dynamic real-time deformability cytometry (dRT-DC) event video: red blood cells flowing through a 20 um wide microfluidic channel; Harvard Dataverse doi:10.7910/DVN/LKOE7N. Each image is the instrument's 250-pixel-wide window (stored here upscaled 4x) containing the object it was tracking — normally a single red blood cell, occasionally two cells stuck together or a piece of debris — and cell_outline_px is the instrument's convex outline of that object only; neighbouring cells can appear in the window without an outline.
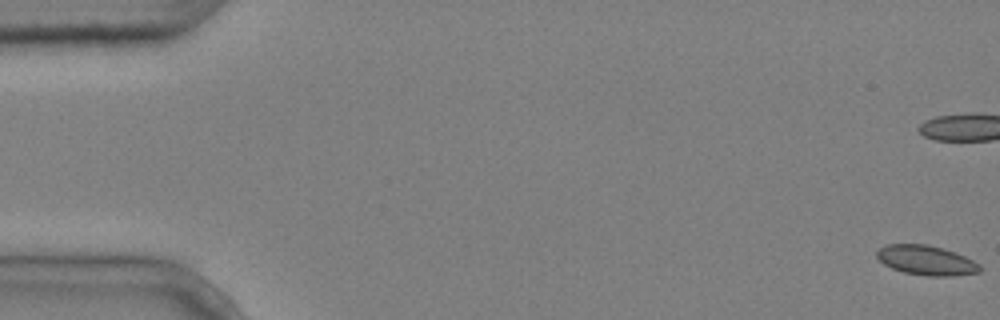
{"species": "common noctule bat (a hibernating species)", "species_latin": "Nyctalus noctula", "temperature_condition": "cold", "stored_images_in_passage": 9, "camera_frame_rate_fps": 3000, "um_per_image_px": 0.085, "animal": {"sex": "male", "body_mass_g": 20.4}, "frame": {"image": 1, "passage_image": 1, "time_ms": 0.0, "image_size_px": [1000, 320], "cell_outline_px": [[984, 268], [980, 272], [952, 276], [928, 276], [904, 272], [892, 268], [884, 264], [876, 256], [876, 252], [884, 244], [928, 244], [964, 256], [980, 264]], "centroid_in_image_um": [78.73, 22.13], "position_along_channel_um": 6.3, "area_um2": 17.74}}
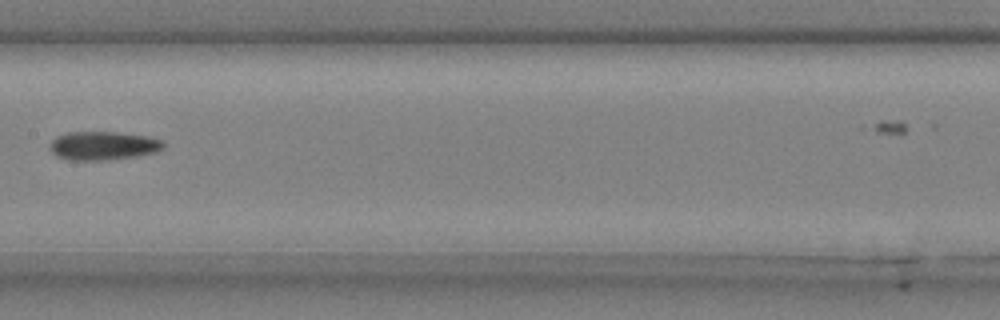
{"frame": {"image": 2, "passage_image": 9, "time_ms": 2.667, "image_size_px": [1000, 320], "cell_outline_px": [[164, 148], [156, 152], [136, 156], [104, 160], [68, 160], [56, 156], [48, 148], [48, 144], [56, 136], [68, 132], [116, 132], [148, 136], [164, 140]], "centroid_in_image_um": [8.75, 12.38], "position_along_channel_um": 198.7, "area_um2": 19.13}}